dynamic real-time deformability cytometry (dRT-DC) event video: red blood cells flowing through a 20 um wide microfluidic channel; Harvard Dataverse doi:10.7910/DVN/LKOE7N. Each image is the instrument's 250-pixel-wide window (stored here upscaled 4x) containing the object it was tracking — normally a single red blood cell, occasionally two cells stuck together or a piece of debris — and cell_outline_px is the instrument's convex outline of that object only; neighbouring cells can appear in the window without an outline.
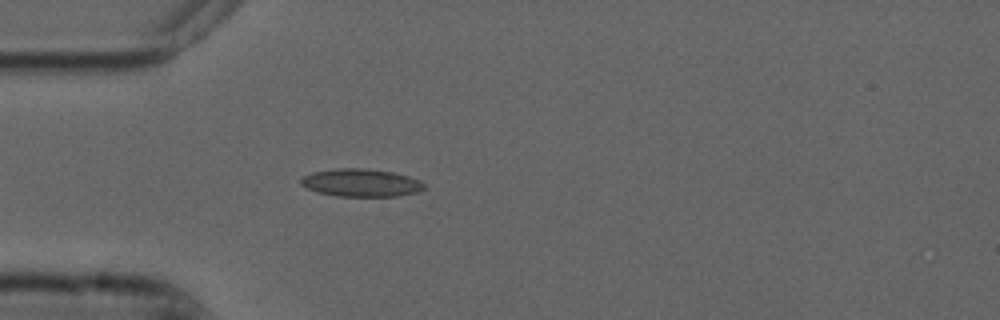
{"species": "common noctule bat (a hibernating species)", "species_latin": "Nyctalus noctula", "temperature_condition": "cold", "stored_images_in_passage": 40, "camera_frame_rate_fps": 3000, "um_per_image_px": 0.085, "animal": {"sex": "male", "forearm_length_mm": 52.5}, "frame": {"image": 1, "passage_image": 1, "time_ms": 0.0, "image_size_px": [1000, 320], "cell_outline_px": [[428, 188], [416, 192], [396, 196], [336, 196], [316, 192], [304, 188], [300, 184], [300, 180], [304, 176], [312, 172], [336, 168], [364, 168], [392, 172], [408, 176], [420, 180]], "centroid_in_image_um": [30.66, 15.53], "position_along_channel_um": 54.3, "area_um2": 20.11}}
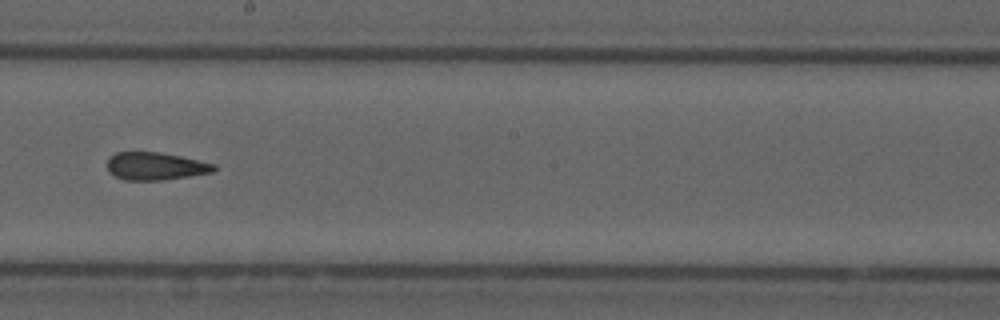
{"frame": {"image": 2, "passage_image": 16, "time_ms": 5.0, "image_size_px": [1000, 320], "cell_outline_px": [[216, 168], [212, 172], [188, 176], [160, 180], [124, 180], [108, 172], [108, 160], [116, 152], [160, 152], [180, 156], [216, 164]], "centroid_in_image_um": [13.21, 14.12], "position_along_channel_um": 235.0, "area_um2": 17.05}}
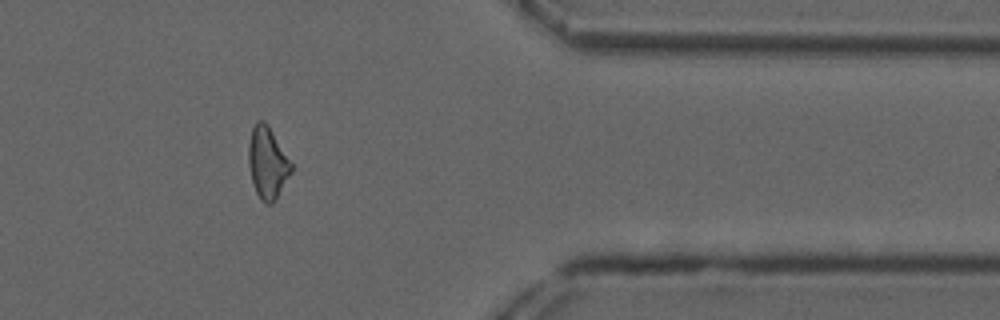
{"frame": {"image": 3, "passage_image": 30, "time_ms": 9.667, "image_size_px": [1000, 320], "cell_outline_px": [[292, 172], [276, 200], [272, 204], [268, 204], [260, 200], [256, 192], [252, 180], [248, 164], [248, 144], [252, 128], [256, 120], [264, 120], [268, 124], [292, 164]], "centroid_in_image_um": [22.73, 13.84], "position_along_channel_um": 388.7, "area_um2": 17.98}, "authors_computed_cell_mechanics": {"area_um2": 17.9758, "velocity_mm_per_s": 3.7399, "shape_relaxation_time_tau1_ms": null, "shape_relaxation_time_tau2_ms": 2.5053, "deformation_change_tau1": null, "deformation_change_tau2": 0.1017}}